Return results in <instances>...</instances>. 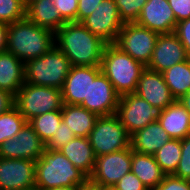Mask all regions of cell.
<instances>
[{
  "instance_id": "1",
  "label": "cell",
  "mask_w": 190,
  "mask_h": 190,
  "mask_svg": "<svg viewBox=\"0 0 190 190\" xmlns=\"http://www.w3.org/2000/svg\"><path fill=\"white\" fill-rule=\"evenodd\" d=\"M55 45L71 66H100L107 43L82 23L67 22L55 33Z\"/></svg>"
},
{
  "instance_id": "2",
  "label": "cell",
  "mask_w": 190,
  "mask_h": 190,
  "mask_svg": "<svg viewBox=\"0 0 190 190\" xmlns=\"http://www.w3.org/2000/svg\"><path fill=\"white\" fill-rule=\"evenodd\" d=\"M55 46V32L30 22L27 18L8 25L7 51L26 63Z\"/></svg>"
},
{
  "instance_id": "3",
  "label": "cell",
  "mask_w": 190,
  "mask_h": 190,
  "mask_svg": "<svg viewBox=\"0 0 190 190\" xmlns=\"http://www.w3.org/2000/svg\"><path fill=\"white\" fill-rule=\"evenodd\" d=\"M35 173V190L79 186L89 179L60 150L45 149L36 161Z\"/></svg>"
},
{
  "instance_id": "4",
  "label": "cell",
  "mask_w": 190,
  "mask_h": 190,
  "mask_svg": "<svg viewBox=\"0 0 190 190\" xmlns=\"http://www.w3.org/2000/svg\"><path fill=\"white\" fill-rule=\"evenodd\" d=\"M100 67L119 96L136 91L141 73L146 68L114 44L106 45Z\"/></svg>"
},
{
  "instance_id": "5",
  "label": "cell",
  "mask_w": 190,
  "mask_h": 190,
  "mask_svg": "<svg viewBox=\"0 0 190 190\" xmlns=\"http://www.w3.org/2000/svg\"><path fill=\"white\" fill-rule=\"evenodd\" d=\"M70 69V61L55 45L42 56L24 63L25 82L62 90Z\"/></svg>"
},
{
  "instance_id": "6",
  "label": "cell",
  "mask_w": 190,
  "mask_h": 190,
  "mask_svg": "<svg viewBox=\"0 0 190 190\" xmlns=\"http://www.w3.org/2000/svg\"><path fill=\"white\" fill-rule=\"evenodd\" d=\"M14 105L28 122L35 116L61 110L62 90L25 82L15 95Z\"/></svg>"
},
{
  "instance_id": "7",
  "label": "cell",
  "mask_w": 190,
  "mask_h": 190,
  "mask_svg": "<svg viewBox=\"0 0 190 190\" xmlns=\"http://www.w3.org/2000/svg\"><path fill=\"white\" fill-rule=\"evenodd\" d=\"M131 135L116 114L99 116L88 139L96 157L131 147Z\"/></svg>"
},
{
  "instance_id": "8",
  "label": "cell",
  "mask_w": 190,
  "mask_h": 190,
  "mask_svg": "<svg viewBox=\"0 0 190 190\" xmlns=\"http://www.w3.org/2000/svg\"><path fill=\"white\" fill-rule=\"evenodd\" d=\"M158 35L136 22L124 23L114 45L147 67L151 61Z\"/></svg>"
},
{
  "instance_id": "9",
  "label": "cell",
  "mask_w": 190,
  "mask_h": 190,
  "mask_svg": "<svg viewBox=\"0 0 190 190\" xmlns=\"http://www.w3.org/2000/svg\"><path fill=\"white\" fill-rule=\"evenodd\" d=\"M163 109L152 106L135 93L120 96L116 115L131 135L148 124L158 121Z\"/></svg>"
},
{
  "instance_id": "10",
  "label": "cell",
  "mask_w": 190,
  "mask_h": 190,
  "mask_svg": "<svg viewBox=\"0 0 190 190\" xmlns=\"http://www.w3.org/2000/svg\"><path fill=\"white\" fill-rule=\"evenodd\" d=\"M132 148L96 157L95 167L89 180L99 186H115L131 171Z\"/></svg>"
},
{
  "instance_id": "11",
  "label": "cell",
  "mask_w": 190,
  "mask_h": 190,
  "mask_svg": "<svg viewBox=\"0 0 190 190\" xmlns=\"http://www.w3.org/2000/svg\"><path fill=\"white\" fill-rule=\"evenodd\" d=\"M81 23L107 44H114L124 25L115 0H103Z\"/></svg>"
},
{
  "instance_id": "12",
  "label": "cell",
  "mask_w": 190,
  "mask_h": 190,
  "mask_svg": "<svg viewBox=\"0 0 190 190\" xmlns=\"http://www.w3.org/2000/svg\"><path fill=\"white\" fill-rule=\"evenodd\" d=\"M45 151V143L32 126L26 122L12 139L0 145V157L9 159H27L37 161Z\"/></svg>"
},
{
  "instance_id": "13",
  "label": "cell",
  "mask_w": 190,
  "mask_h": 190,
  "mask_svg": "<svg viewBox=\"0 0 190 190\" xmlns=\"http://www.w3.org/2000/svg\"><path fill=\"white\" fill-rule=\"evenodd\" d=\"M36 161L0 157V190H35Z\"/></svg>"
},
{
  "instance_id": "14",
  "label": "cell",
  "mask_w": 190,
  "mask_h": 190,
  "mask_svg": "<svg viewBox=\"0 0 190 190\" xmlns=\"http://www.w3.org/2000/svg\"><path fill=\"white\" fill-rule=\"evenodd\" d=\"M120 96L116 93L112 83L101 71L94 80H91L88 90V101L80 106L97 116L116 114Z\"/></svg>"
},
{
  "instance_id": "15",
  "label": "cell",
  "mask_w": 190,
  "mask_h": 190,
  "mask_svg": "<svg viewBox=\"0 0 190 190\" xmlns=\"http://www.w3.org/2000/svg\"><path fill=\"white\" fill-rule=\"evenodd\" d=\"M188 58L185 47L174 32L159 34L147 68L162 73Z\"/></svg>"
},
{
  "instance_id": "16",
  "label": "cell",
  "mask_w": 190,
  "mask_h": 190,
  "mask_svg": "<svg viewBox=\"0 0 190 190\" xmlns=\"http://www.w3.org/2000/svg\"><path fill=\"white\" fill-rule=\"evenodd\" d=\"M100 72V66H71L62 88L63 103L81 105L83 101H88L90 82Z\"/></svg>"
},
{
  "instance_id": "17",
  "label": "cell",
  "mask_w": 190,
  "mask_h": 190,
  "mask_svg": "<svg viewBox=\"0 0 190 190\" xmlns=\"http://www.w3.org/2000/svg\"><path fill=\"white\" fill-rule=\"evenodd\" d=\"M134 93L148 101L152 106L163 110L176 101L165 83L163 74L147 67L142 71Z\"/></svg>"
},
{
  "instance_id": "18",
  "label": "cell",
  "mask_w": 190,
  "mask_h": 190,
  "mask_svg": "<svg viewBox=\"0 0 190 190\" xmlns=\"http://www.w3.org/2000/svg\"><path fill=\"white\" fill-rule=\"evenodd\" d=\"M136 23L157 34H166L175 31L177 21L168 0H148Z\"/></svg>"
},
{
  "instance_id": "19",
  "label": "cell",
  "mask_w": 190,
  "mask_h": 190,
  "mask_svg": "<svg viewBox=\"0 0 190 190\" xmlns=\"http://www.w3.org/2000/svg\"><path fill=\"white\" fill-rule=\"evenodd\" d=\"M131 148L141 154L154 155L171 139L159 121L152 122L131 134Z\"/></svg>"
},
{
  "instance_id": "20",
  "label": "cell",
  "mask_w": 190,
  "mask_h": 190,
  "mask_svg": "<svg viewBox=\"0 0 190 190\" xmlns=\"http://www.w3.org/2000/svg\"><path fill=\"white\" fill-rule=\"evenodd\" d=\"M60 152L88 178L92 175L96 155L88 137H75L60 149Z\"/></svg>"
},
{
  "instance_id": "21",
  "label": "cell",
  "mask_w": 190,
  "mask_h": 190,
  "mask_svg": "<svg viewBox=\"0 0 190 190\" xmlns=\"http://www.w3.org/2000/svg\"><path fill=\"white\" fill-rule=\"evenodd\" d=\"M24 62L9 51L0 53V89L14 97L25 83Z\"/></svg>"
},
{
  "instance_id": "22",
  "label": "cell",
  "mask_w": 190,
  "mask_h": 190,
  "mask_svg": "<svg viewBox=\"0 0 190 190\" xmlns=\"http://www.w3.org/2000/svg\"><path fill=\"white\" fill-rule=\"evenodd\" d=\"M158 121L172 139L182 140L190 134V114L178 100L162 111Z\"/></svg>"
},
{
  "instance_id": "23",
  "label": "cell",
  "mask_w": 190,
  "mask_h": 190,
  "mask_svg": "<svg viewBox=\"0 0 190 190\" xmlns=\"http://www.w3.org/2000/svg\"><path fill=\"white\" fill-rule=\"evenodd\" d=\"M26 18L55 33L67 23L53 5V0H36L26 8Z\"/></svg>"
},
{
  "instance_id": "24",
  "label": "cell",
  "mask_w": 190,
  "mask_h": 190,
  "mask_svg": "<svg viewBox=\"0 0 190 190\" xmlns=\"http://www.w3.org/2000/svg\"><path fill=\"white\" fill-rule=\"evenodd\" d=\"M61 112L62 121L73 131L76 137H88L99 117L80 105L65 103H63Z\"/></svg>"
},
{
  "instance_id": "25",
  "label": "cell",
  "mask_w": 190,
  "mask_h": 190,
  "mask_svg": "<svg viewBox=\"0 0 190 190\" xmlns=\"http://www.w3.org/2000/svg\"><path fill=\"white\" fill-rule=\"evenodd\" d=\"M131 172L148 190L157 186L166 175L157 164L154 155L141 154L133 150Z\"/></svg>"
},
{
  "instance_id": "26",
  "label": "cell",
  "mask_w": 190,
  "mask_h": 190,
  "mask_svg": "<svg viewBox=\"0 0 190 190\" xmlns=\"http://www.w3.org/2000/svg\"><path fill=\"white\" fill-rule=\"evenodd\" d=\"M172 96L178 100L190 89V58L162 72Z\"/></svg>"
},
{
  "instance_id": "27",
  "label": "cell",
  "mask_w": 190,
  "mask_h": 190,
  "mask_svg": "<svg viewBox=\"0 0 190 190\" xmlns=\"http://www.w3.org/2000/svg\"><path fill=\"white\" fill-rule=\"evenodd\" d=\"M181 139H170L155 154V160L166 175H172L181 159Z\"/></svg>"
},
{
  "instance_id": "28",
  "label": "cell",
  "mask_w": 190,
  "mask_h": 190,
  "mask_svg": "<svg viewBox=\"0 0 190 190\" xmlns=\"http://www.w3.org/2000/svg\"><path fill=\"white\" fill-rule=\"evenodd\" d=\"M62 122L61 110H55L45 114L35 116L28 123L35 130L40 139L46 144L58 130Z\"/></svg>"
},
{
  "instance_id": "29",
  "label": "cell",
  "mask_w": 190,
  "mask_h": 190,
  "mask_svg": "<svg viewBox=\"0 0 190 190\" xmlns=\"http://www.w3.org/2000/svg\"><path fill=\"white\" fill-rule=\"evenodd\" d=\"M26 122L15 105L0 115V145L15 137Z\"/></svg>"
},
{
  "instance_id": "30",
  "label": "cell",
  "mask_w": 190,
  "mask_h": 190,
  "mask_svg": "<svg viewBox=\"0 0 190 190\" xmlns=\"http://www.w3.org/2000/svg\"><path fill=\"white\" fill-rule=\"evenodd\" d=\"M26 18V8L20 0H0V23L7 25Z\"/></svg>"
},
{
  "instance_id": "31",
  "label": "cell",
  "mask_w": 190,
  "mask_h": 190,
  "mask_svg": "<svg viewBox=\"0 0 190 190\" xmlns=\"http://www.w3.org/2000/svg\"><path fill=\"white\" fill-rule=\"evenodd\" d=\"M148 0H115L123 23H134Z\"/></svg>"
},
{
  "instance_id": "32",
  "label": "cell",
  "mask_w": 190,
  "mask_h": 190,
  "mask_svg": "<svg viewBox=\"0 0 190 190\" xmlns=\"http://www.w3.org/2000/svg\"><path fill=\"white\" fill-rule=\"evenodd\" d=\"M181 159L176 171L172 174L181 179H190V134L181 140Z\"/></svg>"
},
{
  "instance_id": "33",
  "label": "cell",
  "mask_w": 190,
  "mask_h": 190,
  "mask_svg": "<svg viewBox=\"0 0 190 190\" xmlns=\"http://www.w3.org/2000/svg\"><path fill=\"white\" fill-rule=\"evenodd\" d=\"M75 137L73 131L62 121L58 130L55 131V134H53L50 140L45 144V149L60 150Z\"/></svg>"
},
{
  "instance_id": "34",
  "label": "cell",
  "mask_w": 190,
  "mask_h": 190,
  "mask_svg": "<svg viewBox=\"0 0 190 190\" xmlns=\"http://www.w3.org/2000/svg\"><path fill=\"white\" fill-rule=\"evenodd\" d=\"M53 5L66 22H77L78 0H53Z\"/></svg>"
},
{
  "instance_id": "35",
  "label": "cell",
  "mask_w": 190,
  "mask_h": 190,
  "mask_svg": "<svg viewBox=\"0 0 190 190\" xmlns=\"http://www.w3.org/2000/svg\"><path fill=\"white\" fill-rule=\"evenodd\" d=\"M149 190H190V183L174 175H165L157 186Z\"/></svg>"
},
{
  "instance_id": "36",
  "label": "cell",
  "mask_w": 190,
  "mask_h": 190,
  "mask_svg": "<svg viewBox=\"0 0 190 190\" xmlns=\"http://www.w3.org/2000/svg\"><path fill=\"white\" fill-rule=\"evenodd\" d=\"M177 23L190 18V0H168Z\"/></svg>"
},
{
  "instance_id": "37",
  "label": "cell",
  "mask_w": 190,
  "mask_h": 190,
  "mask_svg": "<svg viewBox=\"0 0 190 190\" xmlns=\"http://www.w3.org/2000/svg\"><path fill=\"white\" fill-rule=\"evenodd\" d=\"M118 190H148L131 171L125 174L115 185Z\"/></svg>"
},
{
  "instance_id": "38",
  "label": "cell",
  "mask_w": 190,
  "mask_h": 190,
  "mask_svg": "<svg viewBox=\"0 0 190 190\" xmlns=\"http://www.w3.org/2000/svg\"><path fill=\"white\" fill-rule=\"evenodd\" d=\"M174 33L185 47L187 56L190 58V18L178 22Z\"/></svg>"
},
{
  "instance_id": "39",
  "label": "cell",
  "mask_w": 190,
  "mask_h": 190,
  "mask_svg": "<svg viewBox=\"0 0 190 190\" xmlns=\"http://www.w3.org/2000/svg\"><path fill=\"white\" fill-rule=\"evenodd\" d=\"M103 0H78L77 22L81 23Z\"/></svg>"
},
{
  "instance_id": "40",
  "label": "cell",
  "mask_w": 190,
  "mask_h": 190,
  "mask_svg": "<svg viewBox=\"0 0 190 190\" xmlns=\"http://www.w3.org/2000/svg\"><path fill=\"white\" fill-rule=\"evenodd\" d=\"M14 100L15 97L11 93L0 89V115L14 106Z\"/></svg>"
},
{
  "instance_id": "41",
  "label": "cell",
  "mask_w": 190,
  "mask_h": 190,
  "mask_svg": "<svg viewBox=\"0 0 190 190\" xmlns=\"http://www.w3.org/2000/svg\"><path fill=\"white\" fill-rule=\"evenodd\" d=\"M8 25L0 23V53L7 49Z\"/></svg>"
},
{
  "instance_id": "42",
  "label": "cell",
  "mask_w": 190,
  "mask_h": 190,
  "mask_svg": "<svg viewBox=\"0 0 190 190\" xmlns=\"http://www.w3.org/2000/svg\"><path fill=\"white\" fill-rule=\"evenodd\" d=\"M178 101L182 104V106L189 112L190 114V89L183 95Z\"/></svg>"
},
{
  "instance_id": "43",
  "label": "cell",
  "mask_w": 190,
  "mask_h": 190,
  "mask_svg": "<svg viewBox=\"0 0 190 190\" xmlns=\"http://www.w3.org/2000/svg\"><path fill=\"white\" fill-rule=\"evenodd\" d=\"M76 190H99V185L92 183L88 179L84 184L77 186Z\"/></svg>"
},
{
  "instance_id": "44",
  "label": "cell",
  "mask_w": 190,
  "mask_h": 190,
  "mask_svg": "<svg viewBox=\"0 0 190 190\" xmlns=\"http://www.w3.org/2000/svg\"><path fill=\"white\" fill-rule=\"evenodd\" d=\"M77 186H63V187H55V188H50L46 190H76Z\"/></svg>"
},
{
  "instance_id": "45",
  "label": "cell",
  "mask_w": 190,
  "mask_h": 190,
  "mask_svg": "<svg viewBox=\"0 0 190 190\" xmlns=\"http://www.w3.org/2000/svg\"><path fill=\"white\" fill-rule=\"evenodd\" d=\"M36 0H20V2L22 3V5L27 8L29 7L32 3H34Z\"/></svg>"
},
{
  "instance_id": "46",
  "label": "cell",
  "mask_w": 190,
  "mask_h": 190,
  "mask_svg": "<svg viewBox=\"0 0 190 190\" xmlns=\"http://www.w3.org/2000/svg\"><path fill=\"white\" fill-rule=\"evenodd\" d=\"M99 190H118L115 186H99Z\"/></svg>"
}]
</instances>
